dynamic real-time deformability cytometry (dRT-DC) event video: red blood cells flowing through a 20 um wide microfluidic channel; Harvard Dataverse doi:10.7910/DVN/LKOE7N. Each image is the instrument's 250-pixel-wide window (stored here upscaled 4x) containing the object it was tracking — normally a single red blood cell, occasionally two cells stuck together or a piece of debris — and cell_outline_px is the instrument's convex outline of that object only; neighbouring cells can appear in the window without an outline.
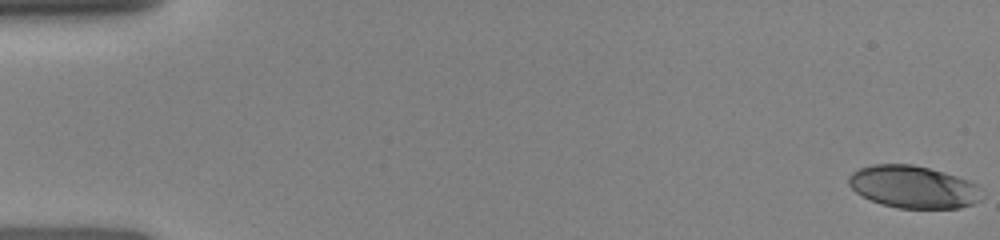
{"species": "human", "species_latin": "Homo sapiens", "temperature_condition": "room temperature", "stored_images_in_passage": 16, "camera_frame_rate_fps": 3000, "um_per_image_px": 0.085, "donor": {"sex": "female"}, "frame": {"image": 1, "passage_image": 1, "time_ms": 0.0, "image_size_px": [1000, 240], "cell_outline_px": [[980, 200], [972, 204], [960, 208], [900, 208], [880, 204], [856, 192], [848, 184], [848, 176], [852, 172], [860, 168], [872, 164], [912, 164], [944, 172], [968, 180], [976, 184]], "centroid_in_image_um": [77.59, 15.88], "position_along_channel_um": 7.4, "area_um2": 32.6}}
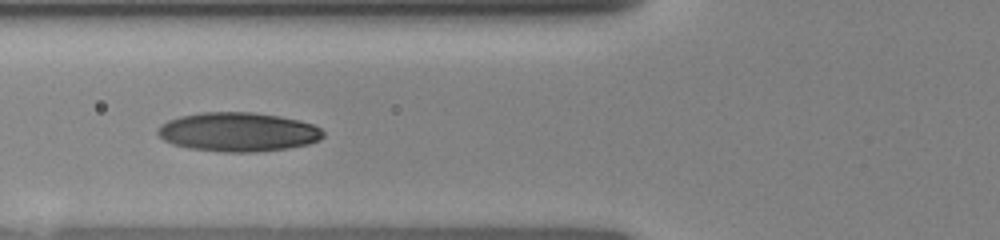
{"frame": {"image": 2, "passage_image": 12, "time_ms": 6.0, "image_size_px": [1000, 240], "cell_outline_px": [[324, 136], [320, 140], [308, 144], [288, 148], [256, 152], [220, 152], [188, 148], [172, 144], [164, 140], [156, 132], [156, 128], [160, 124], [168, 120], [180, 116], [204, 112], [252, 112], [280, 116], [312, 124], [320, 128], [324, 132]], "centroid_in_image_um": [20.21, 11.22], "position_along_channel_um": 105.6, "area_um2": 37.86}}
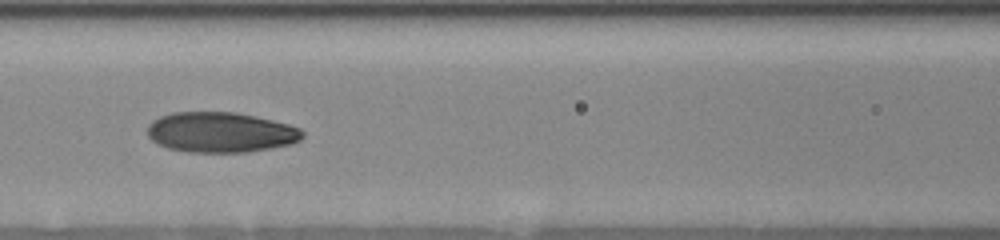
{"frame": {"image": 3, "passage_image": 14, "time_ms": 7.0, "image_size_px": [1000, 240], "cell_outline_px": [[304, 136], [300, 140], [292, 144], [272, 148], [244, 152], [188, 152], [168, 148], [152, 140], [148, 136], [148, 124], [152, 120], [160, 116], [172, 112], [236, 112], [256, 116], [288, 124], [300, 128], [304, 132]], "centroid_in_image_um": [18.77, 11.24], "position_along_channel_um": 147.8, "area_um2": 36.53}}